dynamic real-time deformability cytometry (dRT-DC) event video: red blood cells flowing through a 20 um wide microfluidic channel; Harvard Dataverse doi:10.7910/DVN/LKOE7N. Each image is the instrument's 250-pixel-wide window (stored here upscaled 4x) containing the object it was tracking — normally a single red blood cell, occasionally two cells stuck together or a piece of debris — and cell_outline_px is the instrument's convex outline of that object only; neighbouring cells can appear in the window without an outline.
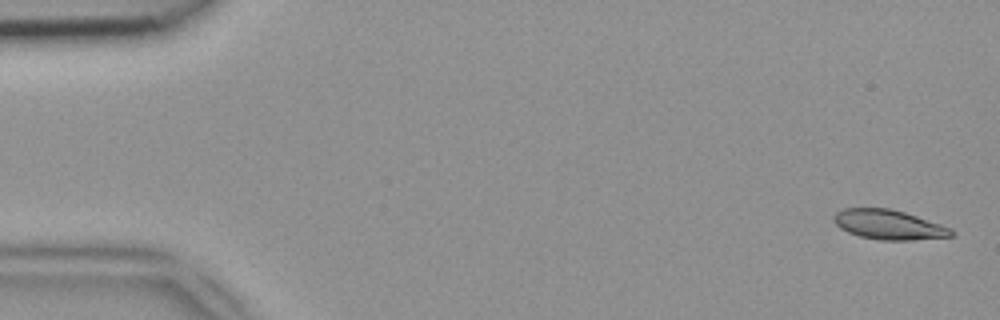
{"species": "common noctule bat (a hibernating species)", "species_latin": "Nyctalus noctula", "temperature_condition": "room temperature", "stored_images_in_passage": 49, "camera_frame_rate_fps": 3000, "um_per_image_px": 0.085, "animal": {"sex": "female", "body_mass_g": 18.4}, "frame": {"image": 1, "passage_image": 2, "time_ms": 0.333, "image_size_px": [1000, 320], "cell_outline_px": [[956, 232], [952, 236], [912, 240], [880, 240], [860, 236], [848, 232], [840, 228], [832, 220], [832, 216], [836, 212], [844, 208], [888, 208], [904, 212], [952, 228]], "centroid_in_image_um": [75.53, 19.1], "position_along_channel_um": 9.5, "area_um2": 20.29}}
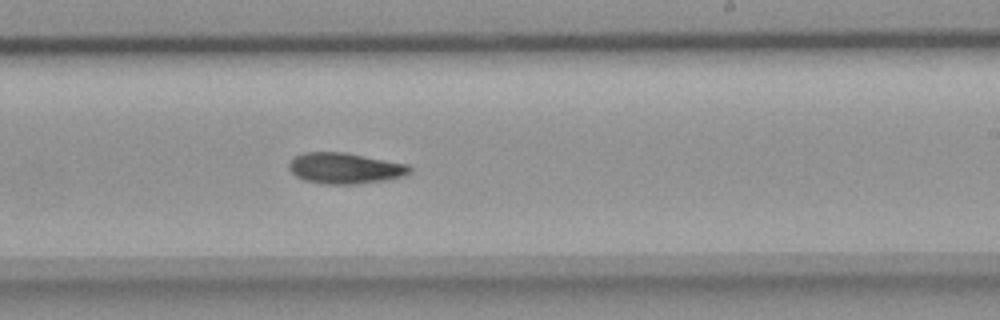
{"frame": {"image": 2, "passage_image": 30, "time_ms": 9.667, "image_size_px": [1000, 320], "cell_outline_px": [[412, 168], [404, 176], [384, 180], [356, 184], [324, 184], [304, 180], [296, 176], [288, 168], [288, 164], [296, 156], [304, 152], [344, 152], [408, 164]], "centroid_in_image_um": [29.3, 14.3], "position_along_channel_um": 259.7, "area_um2": 21.62}}
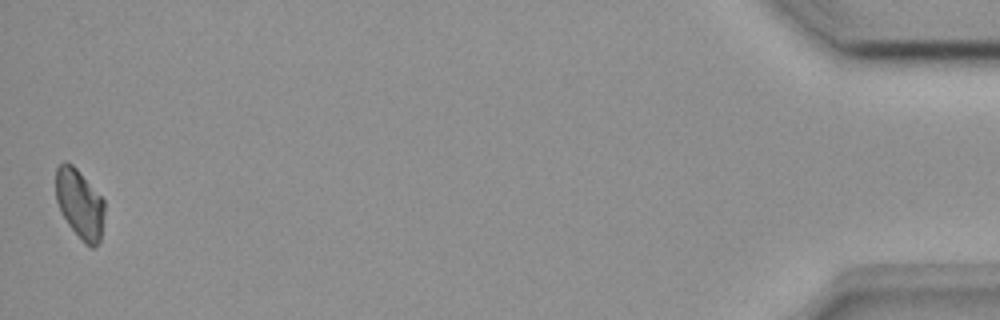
{"frame": {"image": 3, "passage_image": 49, "time_ms": 16.0, "image_size_px": [1000, 320], "cell_outline_px": [[104, 212], [100, 240], [92, 248], [84, 244], [68, 224], [60, 212], [56, 200], [56, 168], [64, 160], [72, 164], [76, 168], [104, 200]], "centroid_in_image_um": [6.75, 17.33], "position_along_channel_um": 428.4, "area_um2": 19.59}}